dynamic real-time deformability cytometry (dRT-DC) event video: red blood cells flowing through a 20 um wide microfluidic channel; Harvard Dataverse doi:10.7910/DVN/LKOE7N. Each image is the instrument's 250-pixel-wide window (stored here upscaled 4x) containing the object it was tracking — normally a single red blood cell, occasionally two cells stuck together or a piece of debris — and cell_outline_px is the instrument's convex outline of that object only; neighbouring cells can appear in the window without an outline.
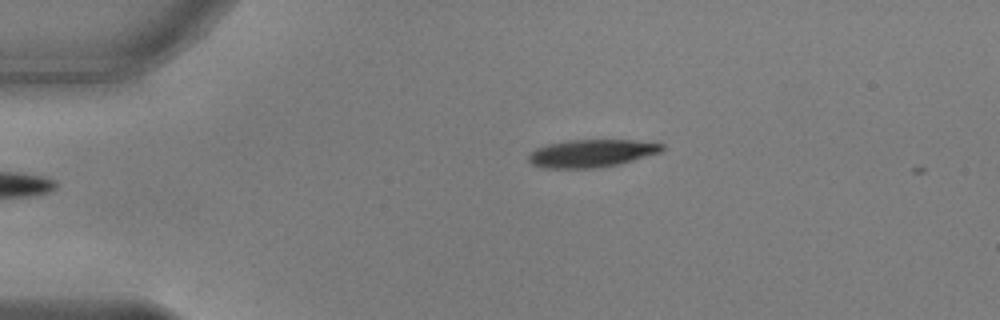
{"species": "common noctule bat (a hibernating species)", "species_latin": "Nyctalus noctula", "temperature_condition": "warm", "stored_images_in_passage": 6, "camera_frame_rate_fps": 3000, "um_per_image_px": 0.085, "animal": {"sex": "male", "body_mass_g": 17.9, "forearm_length_mm": 54.2}, "frame": {"image": 1, "passage_image": 1, "time_ms": 0.0, "image_size_px": [1000, 320], "cell_outline_px": [[664, 152], [620, 164], [592, 168], [544, 168], [532, 164], [528, 160], [528, 156], [536, 148], [548, 144], [568, 140], [632, 140], [664, 144]], "centroid_in_image_um": [50.32, 13.03], "position_along_channel_um": 34.7, "area_um2": 21.62}}